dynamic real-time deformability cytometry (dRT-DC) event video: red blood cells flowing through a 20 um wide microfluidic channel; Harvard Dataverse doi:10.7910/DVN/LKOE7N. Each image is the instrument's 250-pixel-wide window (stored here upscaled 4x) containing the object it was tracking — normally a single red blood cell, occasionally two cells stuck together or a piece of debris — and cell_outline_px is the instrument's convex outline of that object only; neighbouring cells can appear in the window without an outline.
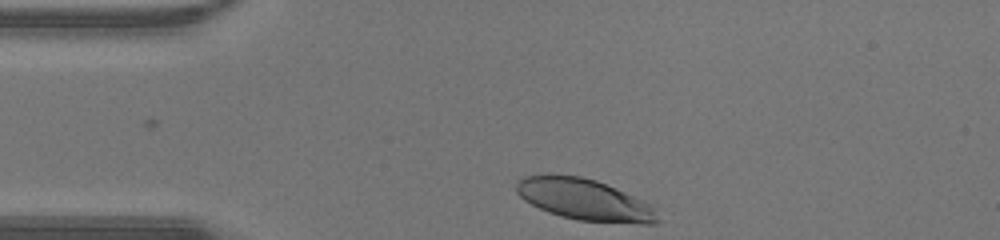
{"species": "human", "species_latin": "Homo sapiens", "temperature_condition": "warm", "stored_images_in_passage": 28, "camera_frame_rate_fps": 3000, "um_per_image_px": 0.085, "donor": {"sex": "male"}, "frame": {"image": 1, "passage_image": 1, "time_ms": 0.0, "image_size_px": [1000, 240], "cell_outline_px": [[660, 220], [656, 224], [644, 224], [580, 220], [560, 216], [548, 212], [524, 200], [516, 192], [516, 180], [520, 176], [580, 176], [596, 180], [652, 204], [656, 208]], "centroid_in_image_um": [49.72, 16.99], "position_along_channel_um": 35.3, "area_um2": 33.76}}
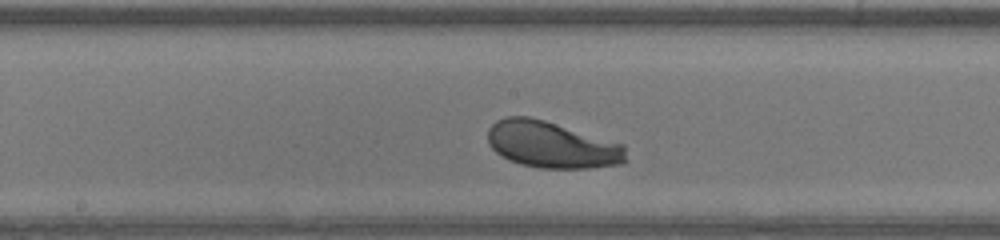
{"frame": {"image": 2, "passage_image": 15, "time_ms": 4.667, "image_size_px": [1000, 240], "cell_outline_px": [[628, 160], [624, 164], [588, 168], [540, 168], [520, 164], [508, 160], [496, 152], [488, 144], [488, 128], [496, 120], [504, 116], [528, 116], [544, 120], [624, 144]], "centroid_in_image_um": [46.9, 12.3], "position_along_channel_um": 201.3, "area_um2": 37.8}}
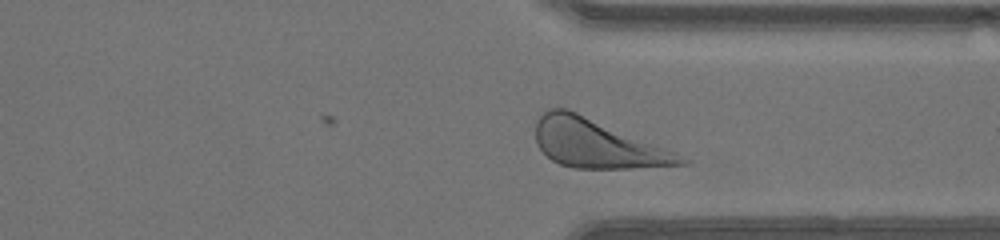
{"frame": {"image": 3, "passage_image": 26, "time_ms": 8.333, "image_size_px": [1000, 240], "cell_outline_px": [[692, 164], [632, 168], [576, 168], [560, 164], [552, 160], [536, 144], [536, 120], [544, 112], [552, 108], [568, 108], [676, 152], [692, 160]], "centroid_in_image_um": [50.78, 12.21], "position_along_channel_um": 360.6, "area_um2": 41.04}, "authors_computed_cell_mechanics": {"area_um2": 36.992, "velocity_mm_per_s": 4.3568, "shape_relaxation_time_tau1_ms": 1.9779, "shape_relaxation_time_tau2_ms": null, "deformation_change_tau1": 0.1453, "deformation_change_tau2": null}}